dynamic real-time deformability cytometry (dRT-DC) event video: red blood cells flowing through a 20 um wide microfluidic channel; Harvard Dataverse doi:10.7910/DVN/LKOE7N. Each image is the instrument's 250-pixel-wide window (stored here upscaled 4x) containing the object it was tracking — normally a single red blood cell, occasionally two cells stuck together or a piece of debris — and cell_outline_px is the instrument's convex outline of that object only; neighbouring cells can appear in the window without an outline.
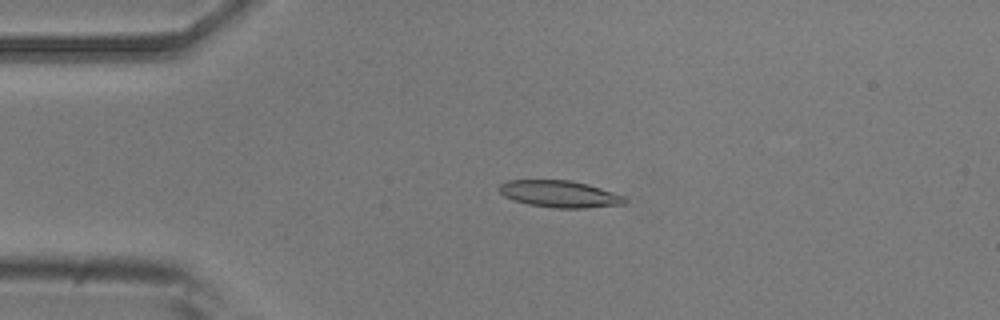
{"species": "common noctule bat (a hibernating species)", "species_latin": "Nyctalus noctula", "temperature_condition": "room temperature", "stored_images_in_passage": 5, "camera_frame_rate_fps": 3000, "um_per_image_px": 0.085, "animal": {"sex": "male", "body_mass_g": 20.5, "forearm_length_mm": 52.5}, "frame": {"image": 1, "passage_image": 4, "time_ms": 1.0, "image_size_px": [1000, 320], "cell_outline_px": [[628, 200], [624, 204], [584, 208], [556, 208], [528, 204], [512, 200], [504, 196], [496, 188], [500, 184], [508, 180], [572, 180], [588, 184], [624, 196]], "centroid_in_image_um": [47.54, 16.48], "position_along_channel_um": 37.5, "area_um2": 19.71}}